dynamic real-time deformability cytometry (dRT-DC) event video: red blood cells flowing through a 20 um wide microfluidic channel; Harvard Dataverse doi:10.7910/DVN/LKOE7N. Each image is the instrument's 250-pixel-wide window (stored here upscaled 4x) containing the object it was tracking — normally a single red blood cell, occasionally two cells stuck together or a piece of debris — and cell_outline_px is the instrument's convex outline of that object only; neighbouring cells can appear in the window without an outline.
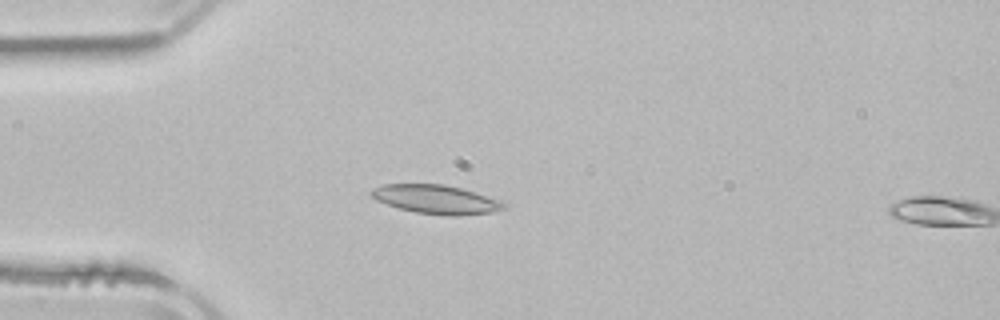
{"species": "common noctule bat (a hibernating species)", "species_latin": "Nyctalus noctula", "temperature_condition": "room temperature", "stored_images_in_passage": 4, "segment_of_instrument_passage": [1, 2], "camera_frame_rate_fps": 3000, "um_per_image_px": 0.085, "animal": {"sex": "male", "body_mass_g": 21.5, "forearm_length_mm": 52.0}, "frame": {"image": 1, "passage_image": 3, "time_ms": 2.667, "image_size_px": [1000, 320], "cell_outline_px": [[508, 204], [504, 208], [492, 212], [460, 216], [448, 216], [416, 212], [400, 208], [376, 200], [368, 192], [372, 188], [384, 184], [444, 184], [460, 188], [500, 200]], "centroid_in_image_um": [37.06, 16.95], "position_along_channel_um": 47.9, "area_um2": 22.2}}